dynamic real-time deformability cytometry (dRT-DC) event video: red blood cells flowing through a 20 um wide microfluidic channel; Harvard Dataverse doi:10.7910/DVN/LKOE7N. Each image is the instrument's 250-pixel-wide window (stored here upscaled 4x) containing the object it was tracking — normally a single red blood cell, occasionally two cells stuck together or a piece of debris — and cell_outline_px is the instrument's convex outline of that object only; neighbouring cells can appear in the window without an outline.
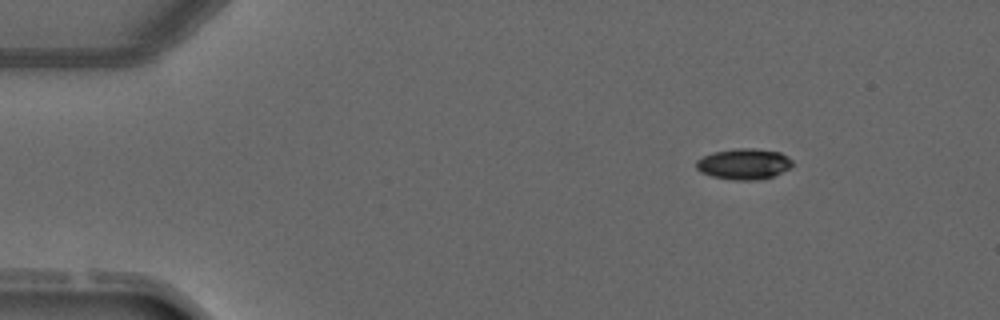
{"species": "common noctule bat (a hibernating species)", "species_latin": "Nyctalus noctula", "temperature_condition": "warm", "stored_images_in_passage": 3, "camera_frame_rate_fps": 3000, "um_per_image_px": 0.085, "animal": {"sex": "male", "forearm_length_mm": 52.5}, "frame": {"image": 1, "passage_image": 1, "time_ms": 0.0, "image_size_px": [1000, 320], "cell_outline_px": [[792, 168], [772, 176], [760, 180], [736, 180], [712, 176], [700, 172], [696, 168], [696, 160], [712, 152], [736, 148], [756, 148], [780, 152], [788, 156], [792, 160]], "centroid_in_image_um": [63.25, 13.93], "position_along_channel_um": 21.8, "area_um2": 17.46}}
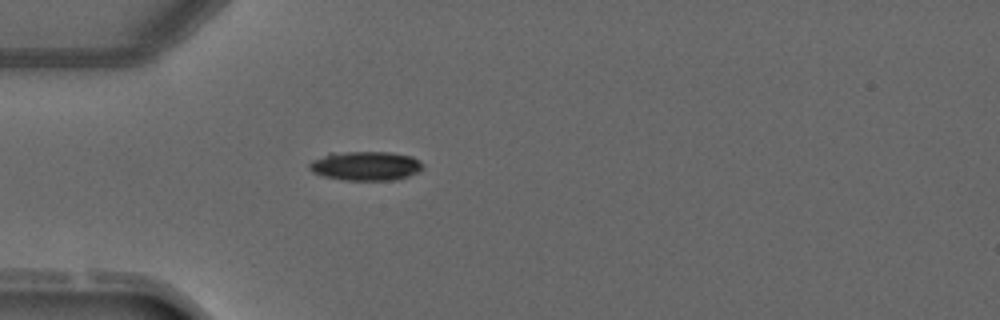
{"frame": {"image": 2, "passage_image": 3, "time_ms": 2.333, "image_size_px": [1000, 320], "cell_outline_px": [[424, 168], [420, 172], [396, 180], [344, 180], [324, 176], [312, 172], [308, 168], [308, 164], [312, 160], [328, 152], [392, 152], [412, 156], [420, 160], [424, 164]], "centroid_in_image_um": [31.1, 14.09], "position_along_channel_um": 53.9, "area_um2": 19.71}}